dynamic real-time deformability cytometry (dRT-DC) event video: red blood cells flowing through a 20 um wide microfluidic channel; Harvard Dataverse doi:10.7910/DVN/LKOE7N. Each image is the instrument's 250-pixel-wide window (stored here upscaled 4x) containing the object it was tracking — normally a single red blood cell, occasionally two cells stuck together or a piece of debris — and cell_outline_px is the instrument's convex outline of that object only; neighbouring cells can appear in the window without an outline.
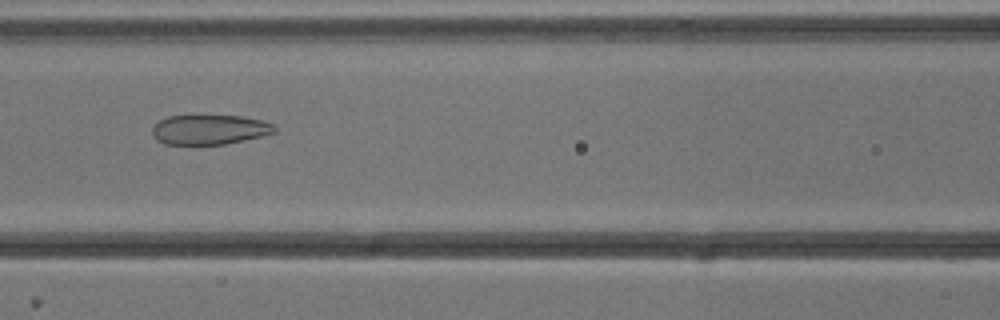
{"species": "common noctule bat (a hibernating species)", "species_latin": "Nyctalus noctula", "temperature_condition": "cold", "stored_images_in_passage": 39, "camera_frame_rate_fps": 3000, "um_per_image_px": 0.085, "animal": {"sex": "male", "body_mass_g": 13.3}, "frame": {"image": 1, "passage_image": 9, "time_ms": 2.667, "image_size_px": [1000, 320], "cell_outline_px": [[276, 132], [264, 136], [224, 144], [164, 144], [156, 140], [152, 136], [152, 128], [160, 120], [168, 116], [192, 112], [200, 112], [240, 116], [264, 120], [276, 124]], "centroid_in_image_um": [17.81, 10.95], "position_along_channel_um": 148.8, "area_um2": 22.48}}
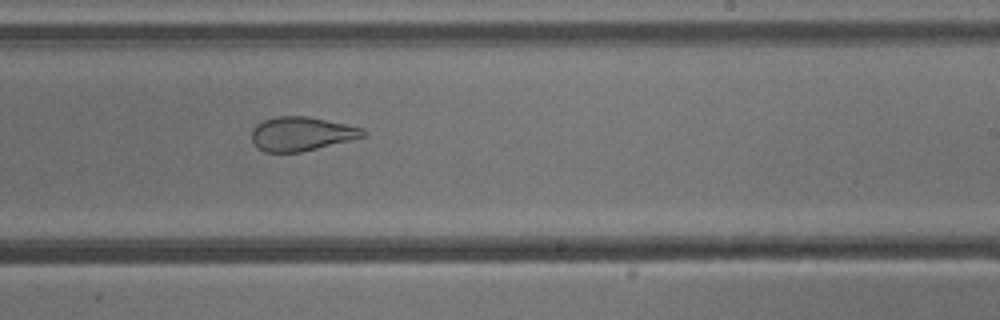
{"frame": {"image": 2, "passage_image": 18, "time_ms": 5.667, "image_size_px": [1000, 320], "cell_outline_px": [[368, 132], [364, 136], [300, 152], [264, 152], [256, 148], [252, 144], [252, 128], [256, 124], [264, 120], [276, 116], [308, 116], [364, 128]], "centroid_in_image_um": [25.57, 11.37], "position_along_channel_um": 263.4, "area_um2": 22.02}}
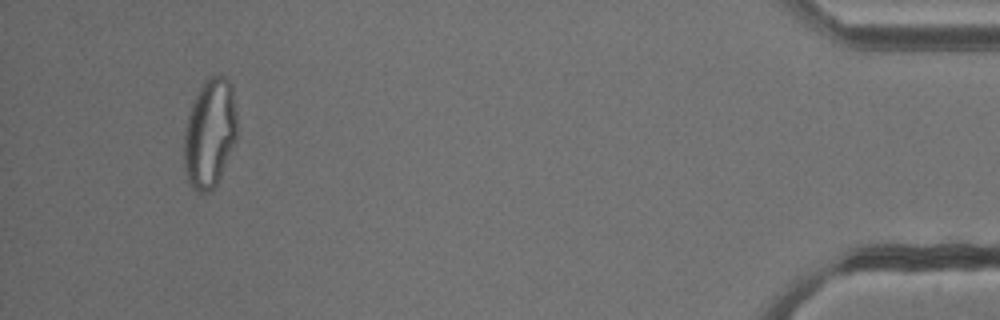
{"frame": {"image": 3, "passage_image": 36, "time_ms": 11.667, "image_size_px": [1000, 320], "cell_outline_px": [[236, 140], [220, 176], [216, 184], [208, 192], [196, 192], [188, 184], [184, 164], [184, 132], [192, 100], [204, 80], [208, 76], [224, 76], [232, 84], [236, 112]], "centroid_in_image_um": [17.81, 11.31], "position_along_channel_um": 417.4, "area_um2": 33.87}, "authors_computed_cell_mechanics": {"area_um2": 24.6806, "velocity_mm_per_s": 3.8223, "shape_relaxation_time_tau1_ms": null, "shape_relaxation_time_tau2_ms": 1.6449, "deformation_change_tau1": null, "deformation_change_tau2": 0.0881}}